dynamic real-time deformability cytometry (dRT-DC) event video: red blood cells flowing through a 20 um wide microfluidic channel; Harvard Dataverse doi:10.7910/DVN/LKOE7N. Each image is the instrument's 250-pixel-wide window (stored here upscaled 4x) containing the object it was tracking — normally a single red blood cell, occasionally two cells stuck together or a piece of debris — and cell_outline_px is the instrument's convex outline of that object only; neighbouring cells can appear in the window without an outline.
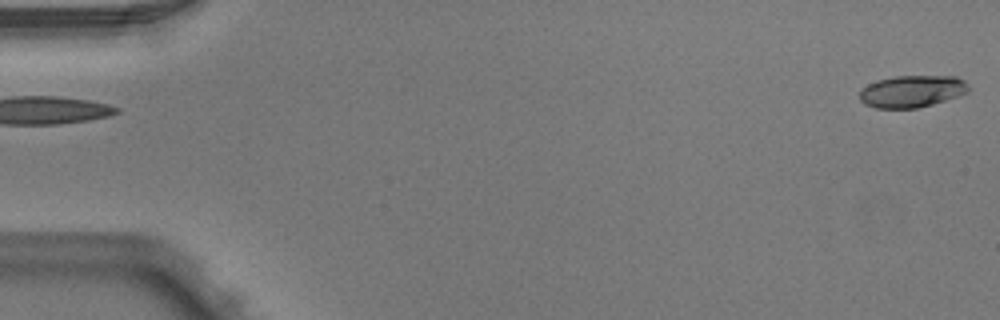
{"species": "Egyptian fruit bat (a non-hibernating species)", "species_latin": "Rousettus aegyptiacus", "temperature_condition": "warm", "stored_images_in_passage": 4, "camera_frame_rate_fps": 3000, "um_per_image_px": 0.085, "animal": {"sex": "male"}, "frame": {"image": 1, "passage_image": 1, "time_ms": 0.0, "image_size_px": [1000, 320], "cell_outline_px": [[968, 92], [960, 96], [932, 104], [916, 108], [876, 108], [864, 104], [860, 100], [860, 88], [868, 84], [880, 80], [896, 76], [956, 76], [964, 80], [968, 84]], "centroid_in_image_um": [77.52, 7.76], "position_along_channel_um": 7.5, "area_um2": 20.35}}